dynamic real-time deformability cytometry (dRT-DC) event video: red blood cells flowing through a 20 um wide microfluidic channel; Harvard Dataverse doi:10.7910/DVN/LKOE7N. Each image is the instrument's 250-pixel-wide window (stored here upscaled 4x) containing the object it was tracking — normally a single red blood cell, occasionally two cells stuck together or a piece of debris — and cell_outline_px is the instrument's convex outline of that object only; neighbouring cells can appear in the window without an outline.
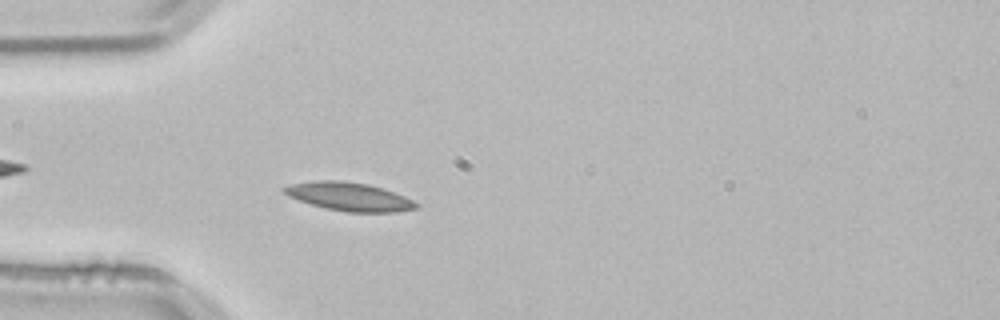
{"species": "common noctule bat (a hibernating species)", "species_latin": "Nyctalus noctula", "temperature_condition": "room temperature", "stored_images_in_passage": 53, "camera_frame_rate_fps": 3000, "um_per_image_px": 0.085, "animal": {"sex": "male", "body_mass_g": 21.5, "forearm_length_mm": 52.0}, "frame": {"image": 1, "passage_image": 15, "time_ms": 4.667, "image_size_px": [1000, 320], "cell_outline_px": [[420, 208], [396, 212], [348, 212], [324, 208], [288, 196], [280, 192], [280, 188], [292, 184], [320, 180], [340, 180], [368, 184], [404, 196], [420, 204]], "centroid_in_image_um": [29.67, 16.72], "position_along_channel_um": 55.3, "area_um2": 21.79}}
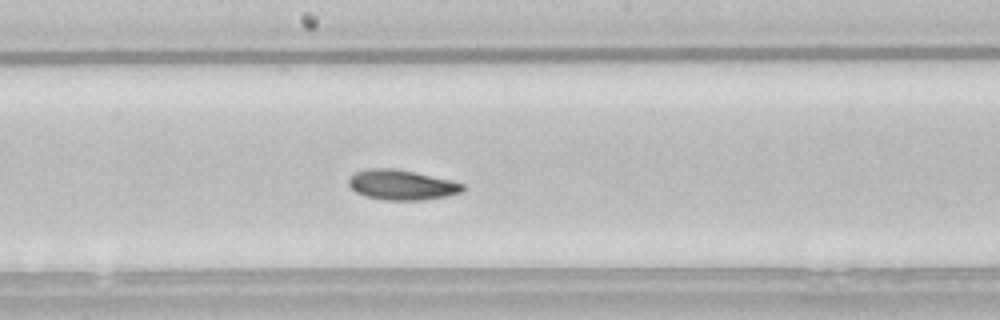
{"frame": {"image": 2, "passage_image": 28, "time_ms": 9.0, "image_size_px": [1000, 320], "cell_outline_px": [[464, 192], [448, 196], [424, 200], [384, 200], [368, 196], [356, 192], [348, 184], [348, 180], [356, 172], [368, 168], [392, 168], [416, 172], [452, 180], [464, 184]], "centroid_in_image_um": [34.2, 15.71], "position_along_channel_um": 214.0, "area_um2": 20.06}}
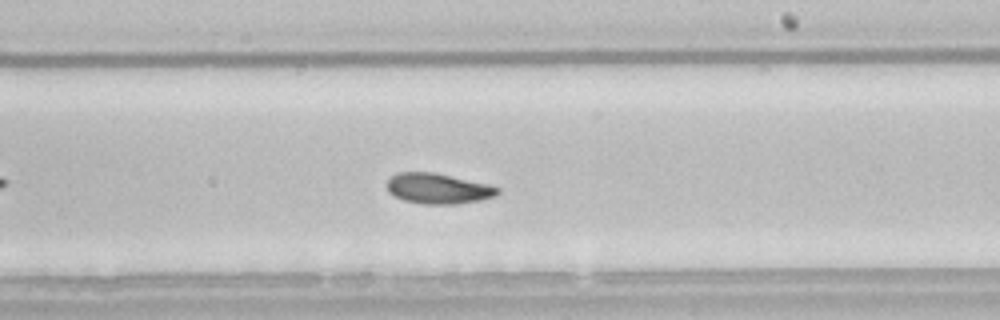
{"frame": {"image": 3, "passage_image": 31, "time_ms": 10.0, "image_size_px": [1000, 320], "cell_outline_px": [[500, 192], [496, 196], [480, 200], [456, 204], [424, 204], [404, 200], [388, 192], [388, 180], [396, 172], [432, 172], [488, 184], [500, 188]], "centroid_in_image_um": [37.25, 16.03], "position_along_channel_um": 251.7, "area_um2": 19.48}, "authors_computed_cell_mechanics": {"area_um2": 19.7098, "velocity_mm_per_s": 3.8031, "shape_relaxation_time_tau1_ms": 4.7685, "shape_relaxation_time_tau2_ms": 3.2862, "deformation_change_tau1": 0.108, "deformation_change_tau2": 0.0805}}